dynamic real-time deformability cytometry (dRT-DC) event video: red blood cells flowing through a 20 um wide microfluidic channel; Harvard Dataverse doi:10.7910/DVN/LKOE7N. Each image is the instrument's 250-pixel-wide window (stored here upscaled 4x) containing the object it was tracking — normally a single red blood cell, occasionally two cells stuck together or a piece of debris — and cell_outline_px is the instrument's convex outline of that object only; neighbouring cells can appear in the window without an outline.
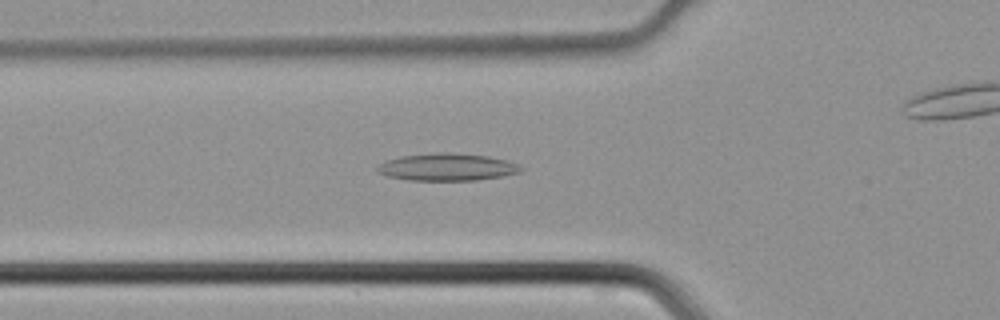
{"species": "common noctule bat (a hibernating species)", "species_latin": "Nyctalus noctula", "temperature_condition": "cold", "stored_images_in_passage": 42, "camera_frame_rate_fps": 3000, "um_per_image_px": 0.085, "animal": {"sex": "male", "body_mass_g": 21.5, "forearm_length_mm": 52.0}, "frame": {"image": 1, "passage_image": 12, "time_ms": 3.667, "image_size_px": [1000, 320], "cell_outline_px": [[524, 168], [520, 172], [500, 176], [476, 180], [408, 180], [388, 176], [376, 172], [376, 168], [380, 164], [388, 160], [400, 156], [436, 152], [448, 152], [488, 156], [520, 164]], "centroid_in_image_um": [38.0, 14.19], "position_along_channel_um": 87.8, "area_um2": 22.77}}
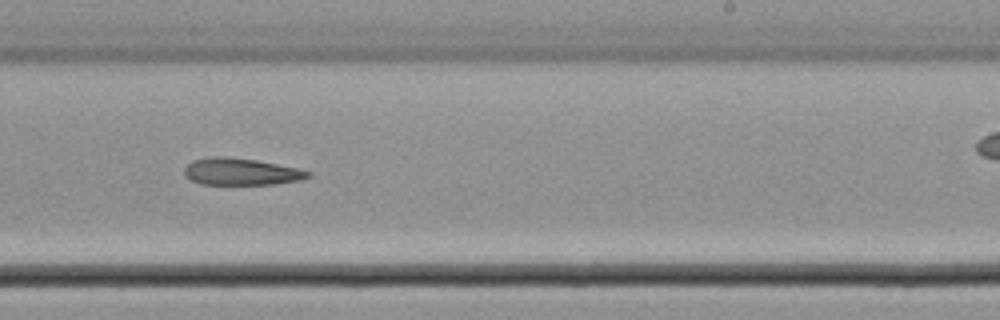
{"frame": {"image": 2, "passage_image": 24, "time_ms": 7.667, "image_size_px": [1000, 320], "cell_outline_px": [[312, 176], [300, 180], [276, 184], [200, 184], [192, 180], [184, 172], [184, 168], [192, 160], [212, 156], [224, 156], [256, 160], [296, 168], [312, 172]], "centroid_in_image_um": [20.5, 14.59], "position_along_channel_um": 268.5, "area_um2": 19.31}}
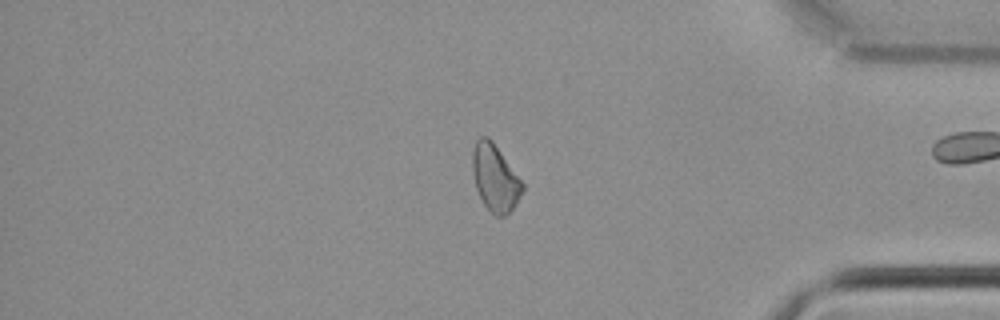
{"frame": {"image": 3, "passage_image": 34, "time_ms": 11.0, "image_size_px": [1000, 320], "cell_outline_px": [[524, 188], [516, 204], [504, 216], [496, 216], [484, 204], [476, 188], [472, 172], [472, 152], [476, 140], [480, 136], [488, 136], [492, 140], [524, 184]], "centroid_in_image_um": [42.06, 15.09], "position_along_channel_um": 393.1, "area_um2": 19.25}}